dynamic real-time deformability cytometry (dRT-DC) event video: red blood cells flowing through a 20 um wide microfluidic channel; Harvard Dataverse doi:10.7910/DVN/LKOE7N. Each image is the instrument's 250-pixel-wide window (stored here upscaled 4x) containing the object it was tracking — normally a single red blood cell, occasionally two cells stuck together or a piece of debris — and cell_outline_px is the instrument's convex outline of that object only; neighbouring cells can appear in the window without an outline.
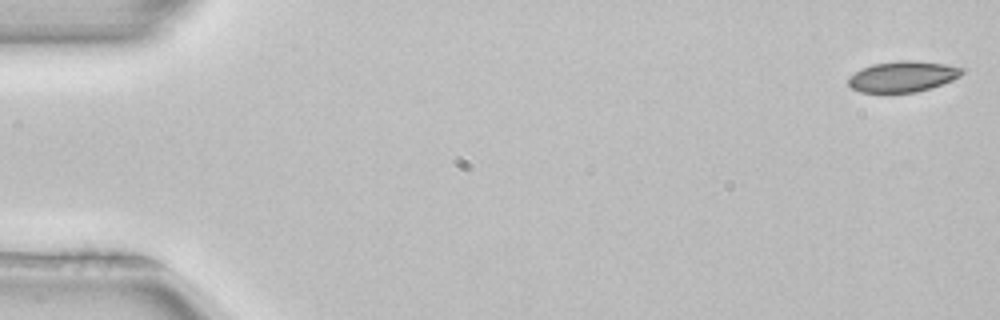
{"species": "common noctule bat (a hibernating species)", "species_latin": "Nyctalus noctula", "temperature_condition": "room temperature", "stored_images_in_passage": 52, "camera_frame_rate_fps": 3000, "um_per_image_px": 0.085, "animal": {"sex": "female", "body_mass_g": 22.7, "forearm_length_mm": 54.2}, "frame": {"image": 1, "passage_image": 1, "time_ms": 0.0, "image_size_px": [1000, 320], "cell_outline_px": [[964, 72], [960, 76], [952, 80], [916, 92], [860, 92], [852, 88], [848, 84], [848, 76], [872, 64], [900, 60], [908, 60], [944, 64], [964, 68]], "centroid_in_image_um": [76.72, 6.5], "position_along_channel_um": 8.3, "area_um2": 20.11}}
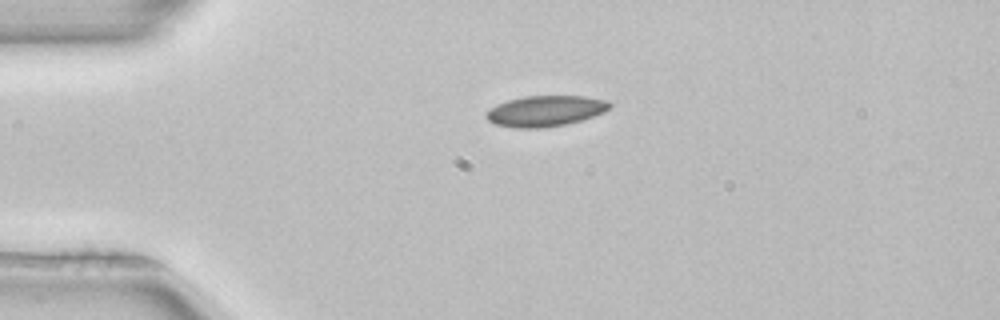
{"frame": {"image": 2, "passage_image": 12, "time_ms": 3.667, "image_size_px": [1000, 320], "cell_outline_px": [[612, 108], [604, 112], [568, 124], [544, 128], [516, 128], [496, 124], [488, 120], [484, 116], [484, 112], [488, 108], [496, 104], [508, 100], [524, 96], [584, 96], [608, 100], [612, 104]], "centroid_in_image_um": [46.34, 9.43], "position_along_channel_um": 38.7, "area_um2": 22.43}}
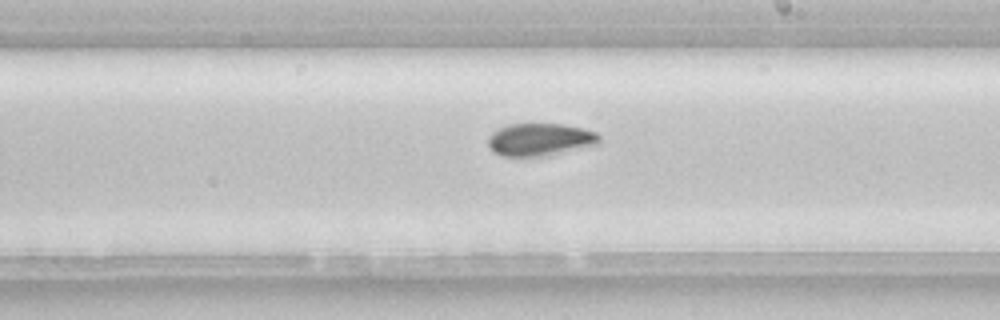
{"frame": {"image": 3, "passage_image": 30, "time_ms": 9.667, "image_size_px": [1000, 320], "cell_outline_px": [[600, 140], [596, 144], [548, 156], [500, 156], [492, 152], [488, 144], [488, 136], [492, 132], [508, 124], [564, 124], [584, 128], [596, 132], [600, 136]], "centroid_in_image_um": [45.88, 11.86], "position_along_channel_um": 243.1, "area_um2": 21.21}, "authors_computed_cell_mechanics": {"area_um2": 20.9525, "velocity_mm_per_s": 3.9509, "shape_relaxation_time_tau1_ms": 5.3192, "shape_relaxation_time_tau2_ms": null, "deformation_change_tau1": 0.1013, "deformation_change_tau2": null}}